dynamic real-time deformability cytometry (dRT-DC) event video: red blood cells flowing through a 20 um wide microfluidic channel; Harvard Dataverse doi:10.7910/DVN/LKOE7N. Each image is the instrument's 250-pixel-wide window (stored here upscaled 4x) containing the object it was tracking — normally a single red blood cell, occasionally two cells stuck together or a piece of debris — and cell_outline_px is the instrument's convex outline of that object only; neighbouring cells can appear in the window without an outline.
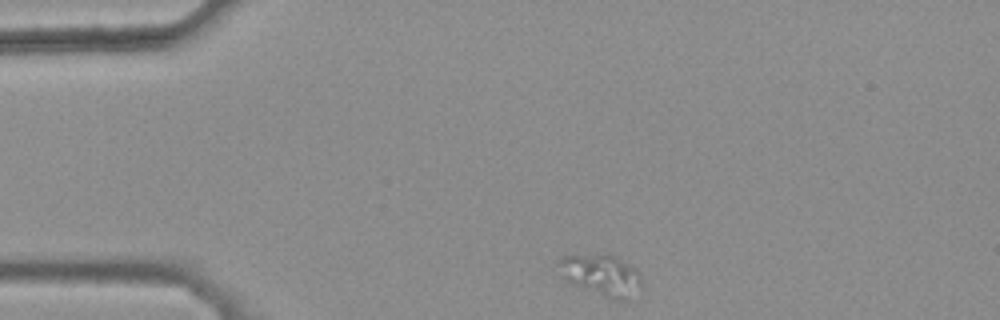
{"species": "common noctule bat (a hibernating species)", "species_latin": "Nyctalus noctula", "temperature_condition": "warm", "stored_images_in_passage": 34, "camera_frame_rate_fps": 3000, "um_per_image_px": 0.085, "animal": {"sex": "female", "body_mass_g": 25.1}, "frame": {"image": 1, "passage_image": 1, "time_ms": 0.0, "image_size_px": [1000, 320], "cell_outline_px": [[644, 288], [628, 300], [612, 300], [564, 280], [560, 264], [560, 260], [564, 256], [616, 256], [640, 272]], "centroid_in_image_um": [51.24, 23.45], "position_along_channel_um": 33.8, "area_um2": 19.59}}
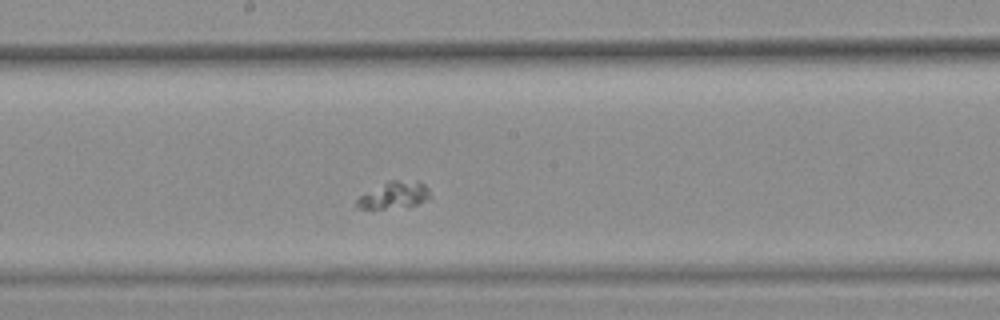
{"frame": {"image": 2, "passage_image": 19, "time_ms": 6.0, "image_size_px": [1000, 320], "cell_outline_px": [[432, 196], [408, 208], [372, 212], [352, 208], [356, 200], [360, 196], [388, 180], [420, 180], [428, 188]], "centroid_in_image_um": [33.42, 16.66], "position_along_channel_um": 214.8, "area_um2": 12.54}}
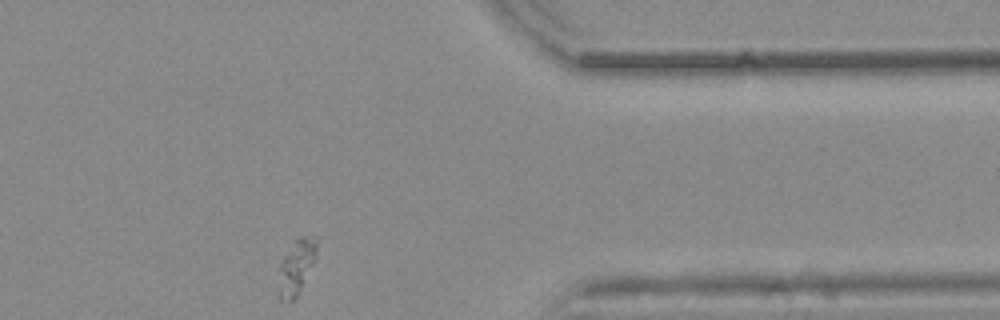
{"frame": {"image": 3, "passage_image": 34, "time_ms": 11.0, "image_size_px": [1000, 320], "cell_outline_px": [[316, 256], [296, 296], [292, 300], [280, 300], [276, 296], [280, 260], [296, 240], [300, 236], [304, 236], [316, 244]], "centroid_in_image_um": [25.08, 22.77], "position_along_channel_um": 386.3, "area_um2": 11.68}}